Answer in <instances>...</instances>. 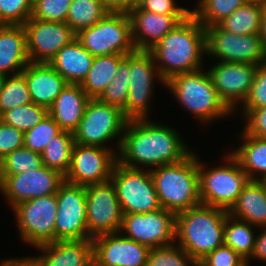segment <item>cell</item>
I'll list each match as a JSON object with an SVG mask.
<instances>
[{"mask_svg":"<svg viewBox=\"0 0 266 266\" xmlns=\"http://www.w3.org/2000/svg\"><path fill=\"white\" fill-rule=\"evenodd\" d=\"M245 261L238 252L223 244L198 261V266H241Z\"/></svg>","mask_w":266,"mask_h":266,"instance_id":"obj_44","label":"cell"},{"mask_svg":"<svg viewBox=\"0 0 266 266\" xmlns=\"http://www.w3.org/2000/svg\"><path fill=\"white\" fill-rule=\"evenodd\" d=\"M245 3L246 0H198L191 13L206 28L217 25Z\"/></svg>","mask_w":266,"mask_h":266,"instance_id":"obj_34","label":"cell"},{"mask_svg":"<svg viewBox=\"0 0 266 266\" xmlns=\"http://www.w3.org/2000/svg\"><path fill=\"white\" fill-rule=\"evenodd\" d=\"M108 12L99 0H72L65 23L77 34L96 24Z\"/></svg>","mask_w":266,"mask_h":266,"instance_id":"obj_33","label":"cell"},{"mask_svg":"<svg viewBox=\"0 0 266 266\" xmlns=\"http://www.w3.org/2000/svg\"><path fill=\"white\" fill-rule=\"evenodd\" d=\"M131 23L132 42L136 50L149 51L189 14H156L142 10L137 4L127 11Z\"/></svg>","mask_w":266,"mask_h":266,"instance_id":"obj_21","label":"cell"},{"mask_svg":"<svg viewBox=\"0 0 266 266\" xmlns=\"http://www.w3.org/2000/svg\"><path fill=\"white\" fill-rule=\"evenodd\" d=\"M23 27L30 62L49 63L63 46L76 38V33L62 22L28 19Z\"/></svg>","mask_w":266,"mask_h":266,"instance_id":"obj_17","label":"cell"},{"mask_svg":"<svg viewBox=\"0 0 266 266\" xmlns=\"http://www.w3.org/2000/svg\"><path fill=\"white\" fill-rule=\"evenodd\" d=\"M127 122L121 109L98 98H90L78 128L73 132L74 141L80 145L111 148L114 151L107 142L118 137L115 139L118 153Z\"/></svg>","mask_w":266,"mask_h":266,"instance_id":"obj_7","label":"cell"},{"mask_svg":"<svg viewBox=\"0 0 266 266\" xmlns=\"http://www.w3.org/2000/svg\"><path fill=\"white\" fill-rule=\"evenodd\" d=\"M248 260H246L241 266H250Z\"/></svg>","mask_w":266,"mask_h":266,"instance_id":"obj_55","label":"cell"},{"mask_svg":"<svg viewBox=\"0 0 266 266\" xmlns=\"http://www.w3.org/2000/svg\"><path fill=\"white\" fill-rule=\"evenodd\" d=\"M266 106V62L258 65L249 95L240 109L253 110Z\"/></svg>","mask_w":266,"mask_h":266,"instance_id":"obj_43","label":"cell"},{"mask_svg":"<svg viewBox=\"0 0 266 266\" xmlns=\"http://www.w3.org/2000/svg\"><path fill=\"white\" fill-rule=\"evenodd\" d=\"M47 114V108L32 102L3 112L0 120L25 133L40 123Z\"/></svg>","mask_w":266,"mask_h":266,"instance_id":"obj_37","label":"cell"},{"mask_svg":"<svg viewBox=\"0 0 266 266\" xmlns=\"http://www.w3.org/2000/svg\"><path fill=\"white\" fill-rule=\"evenodd\" d=\"M94 56L75 38L63 46L49 64L68 84H81L89 72Z\"/></svg>","mask_w":266,"mask_h":266,"instance_id":"obj_26","label":"cell"},{"mask_svg":"<svg viewBox=\"0 0 266 266\" xmlns=\"http://www.w3.org/2000/svg\"><path fill=\"white\" fill-rule=\"evenodd\" d=\"M262 231L256 235L254 249L252 255L247 259L248 262L252 259H258L266 262V227L259 228ZM252 258V259H251Z\"/></svg>","mask_w":266,"mask_h":266,"instance_id":"obj_48","label":"cell"},{"mask_svg":"<svg viewBox=\"0 0 266 266\" xmlns=\"http://www.w3.org/2000/svg\"><path fill=\"white\" fill-rule=\"evenodd\" d=\"M243 143L231 151L249 180L260 181L266 178V138H259L241 132Z\"/></svg>","mask_w":266,"mask_h":266,"instance_id":"obj_28","label":"cell"},{"mask_svg":"<svg viewBox=\"0 0 266 266\" xmlns=\"http://www.w3.org/2000/svg\"><path fill=\"white\" fill-rule=\"evenodd\" d=\"M247 2L266 4V0H246Z\"/></svg>","mask_w":266,"mask_h":266,"instance_id":"obj_53","label":"cell"},{"mask_svg":"<svg viewBox=\"0 0 266 266\" xmlns=\"http://www.w3.org/2000/svg\"><path fill=\"white\" fill-rule=\"evenodd\" d=\"M228 215L224 209L204 204L177 213L175 242L192 258L200 261L224 244V226Z\"/></svg>","mask_w":266,"mask_h":266,"instance_id":"obj_3","label":"cell"},{"mask_svg":"<svg viewBox=\"0 0 266 266\" xmlns=\"http://www.w3.org/2000/svg\"><path fill=\"white\" fill-rule=\"evenodd\" d=\"M120 231L94 237L93 259L97 266H146L150 248Z\"/></svg>","mask_w":266,"mask_h":266,"instance_id":"obj_20","label":"cell"},{"mask_svg":"<svg viewBox=\"0 0 266 266\" xmlns=\"http://www.w3.org/2000/svg\"><path fill=\"white\" fill-rule=\"evenodd\" d=\"M228 214L257 229L266 227V191L261 182L249 180Z\"/></svg>","mask_w":266,"mask_h":266,"instance_id":"obj_27","label":"cell"},{"mask_svg":"<svg viewBox=\"0 0 266 266\" xmlns=\"http://www.w3.org/2000/svg\"><path fill=\"white\" fill-rule=\"evenodd\" d=\"M198 156L201 204L229 211L236 203L249 178L229 153L222 165L207 168ZM227 161V162H226Z\"/></svg>","mask_w":266,"mask_h":266,"instance_id":"obj_6","label":"cell"},{"mask_svg":"<svg viewBox=\"0 0 266 266\" xmlns=\"http://www.w3.org/2000/svg\"><path fill=\"white\" fill-rule=\"evenodd\" d=\"M176 0H137V5L146 12L156 14H190L189 8L176 4Z\"/></svg>","mask_w":266,"mask_h":266,"instance_id":"obj_47","label":"cell"},{"mask_svg":"<svg viewBox=\"0 0 266 266\" xmlns=\"http://www.w3.org/2000/svg\"><path fill=\"white\" fill-rule=\"evenodd\" d=\"M245 118L243 129L247 134L259 138H266V106L253 110H242Z\"/></svg>","mask_w":266,"mask_h":266,"instance_id":"obj_46","label":"cell"},{"mask_svg":"<svg viewBox=\"0 0 266 266\" xmlns=\"http://www.w3.org/2000/svg\"><path fill=\"white\" fill-rule=\"evenodd\" d=\"M175 229L176 214L161 207L143 214H124L120 232L135 242L156 248L174 244Z\"/></svg>","mask_w":266,"mask_h":266,"instance_id":"obj_15","label":"cell"},{"mask_svg":"<svg viewBox=\"0 0 266 266\" xmlns=\"http://www.w3.org/2000/svg\"><path fill=\"white\" fill-rule=\"evenodd\" d=\"M33 0H0V24L24 25L31 17Z\"/></svg>","mask_w":266,"mask_h":266,"instance_id":"obj_42","label":"cell"},{"mask_svg":"<svg viewBox=\"0 0 266 266\" xmlns=\"http://www.w3.org/2000/svg\"><path fill=\"white\" fill-rule=\"evenodd\" d=\"M164 82L204 68L205 27L190 13L149 50Z\"/></svg>","mask_w":266,"mask_h":266,"instance_id":"obj_2","label":"cell"},{"mask_svg":"<svg viewBox=\"0 0 266 266\" xmlns=\"http://www.w3.org/2000/svg\"><path fill=\"white\" fill-rule=\"evenodd\" d=\"M22 73L32 102L47 109L68 84L49 63L29 62Z\"/></svg>","mask_w":266,"mask_h":266,"instance_id":"obj_22","label":"cell"},{"mask_svg":"<svg viewBox=\"0 0 266 266\" xmlns=\"http://www.w3.org/2000/svg\"><path fill=\"white\" fill-rule=\"evenodd\" d=\"M43 166L41 154L23 146L2 158V174L17 175Z\"/></svg>","mask_w":266,"mask_h":266,"instance_id":"obj_39","label":"cell"},{"mask_svg":"<svg viewBox=\"0 0 266 266\" xmlns=\"http://www.w3.org/2000/svg\"><path fill=\"white\" fill-rule=\"evenodd\" d=\"M182 140L175 128L152 122L151 118L128 120L117 162L135 169L148 167V170L180 162L192 153Z\"/></svg>","mask_w":266,"mask_h":266,"instance_id":"obj_1","label":"cell"},{"mask_svg":"<svg viewBox=\"0 0 266 266\" xmlns=\"http://www.w3.org/2000/svg\"><path fill=\"white\" fill-rule=\"evenodd\" d=\"M129 73L130 54H126L124 59L119 63L115 78L109 83L98 99L103 103L123 110L128 98Z\"/></svg>","mask_w":266,"mask_h":266,"instance_id":"obj_36","label":"cell"},{"mask_svg":"<svg viewBox=\"0 0 266 266\" xmlns=\"http://www.w3.org/2000/svg\"><path fill=\"white\" fill-rule=\"evenodd\" d=\"M74 143L73 133L68 131H62L52 138L41 153L43 165L65 177L70 168Z\"/></svg>","mask_w":266,"mask_h":266,"instance_id":"obj_31","label":"cell"},{"mask_svg":"<svg viewBox=\"0 0 266 266\" xmlns=\"http://www.w3.org/2000/svg\"><path fill=\"white\" fill-rule=\"evenodd\" d=\"M116 162L117 151L111 148L74 143L64 181L85 187L109 181Z\"/></svg>","mask_w":266,"mask_h":266,"instance_id":"obj_16","label":"cell"},{"mask_svg":"<svg viewBox=\"0 0 266 266\" xmlns=\"http://www.w3.org/2000/svg\"><path fill=\"white\" fill-rule=\"evenodd\" d=\"M260 36L263 41L264 50L266 52V4H263L262 25Z\"/></svg>","mask_w":266,"mask_h":266,"instance_id":"obj_51","label":"cell"},{"mask_svg":"<svg viewBox=\"0 0 266 266\" xmlns=\"http://www.w3.org/2000/svg\"><path fill=\"white\" fill-rule=\"evenodd\" d=\"M262 14L263 4L247 2L217 25L233 34H260Z\"/></svg>","mask_w":266,"mask_h":266,"instance_id":"obj_30","label":"cell"},{"mask_svg":"<svg viewBox=\"0 0 266 266\" xmlns=\"http://www.w3.org/2000/svg\"><path fill=\"white\" fill-rule=\"evenodd\" d=\"M62 131L53 118L47 114L40 123L24 133V146L41 154L47 143Z\"/></svg>","mask_w":266,"mask_h":266,"instance_id":"obj_40","label":"cell"},{"mask_svg":"<svg viewBox=\"0 0 266 266\" xmlns=\"http://www.w3.org/2000/svg\"><path fill=\"white\" fill-rule=\"evenodd\" d=\"M29 62L23 25L3 24L0 27V74L20 73Z\"/></svg>","mask_w":266,"mask_h":266,"instance_id":"obj_25","label":"cell"},{"mask_svg":"<svg viewBox=\"0 0 266 266\" xmlns=\"http://www.w3.org/2000/svg\"><path fill=\"white\" fill-rule=\"evenodd\" d=\"M146 266H198V261L174 243L150 248Z\"/></svg>","mask_w":266,"mask_h":266,"instance_id":"obj_38","label":"cell"},{"mask_svg":"<svg viewBox=\"0 0 266 266\" xmlns=\"http://www.w3.org/2000/svg\"><path fill=\"white\" fill-rule=\"evenodd\" d=\"M90 97L80 84H67L48 108V114L63 131L74 132L81 121Z\"/></svg>","mask_w":266,"mask_h":266,"instance_id":"obj_24","label":"cell"},{"mask_svg":"<svg viewBox=\"0 0 266 266\" xmlns=\"http://www.w3.org/2000/svg\"><path fill=\"white\" fill-rule=\"evenodd\" d=\"M3 174H2V159L0 158V190L2 187Z\"/></svg>","mask_w":266,"mask_h":266,"instance_id":"obj_52","label":"cell"},{"mask_svg":"<svg viewBox=\"0 0 266 266\" xmlns=\"http://www.w3.org/2000/svg\"><path fill=\"white\" fill-rule=\"evenodd\" d=\"M24 146V132L0 120V158Z\"/></svg>","mask_w":266,"mask_h":266,"instance_id":"obj_45","label":"cell"},{"mask_svg":"<svg viewBox=\"0 0 266 266\" xmlns=\"http://www.w3.org/2000/svg\"><path fill=\"white\" fill-rule=\"evenodd\" d=\"M207 72L213 86L226 106L234 112L243 104L254 82L258 65L239 62H219ZM236 108V109H235Z\"/></svg>","mask_w":266,"mask_h":266,"instance_id":"obj_19","label":"cell"},{"mask_svg":"<svg viewBox=\"0 0 266 266\" xmlns=\"http://www.w3.org/2000/svg\"><path fill=\"white\" fill-rule=\"evenodd\" d=\"M71 2L72 0H33L29 19L65 23Z\"/></svg>","mask_w":266,"mask_h":266,"instance_id":"obj_41","label":"cell"},{"mask_svg":"<svg viewBox=\"0 0 266 266\" xmlns=\"http://www.w3.org/2000/svg\"><path fill=\"white\" fill-rule=\"evenodd\" d=\"M124 214L148 213L161 208L150 170L116 162L109 179Z\"/></svg>","mask_w":266,"mask_h":266,"instance_id":"obj_9","label":"cell"},{"mask_svg":"<svg viewBox=\"0 0 266 266\" xmlns=\"http://www.w3.org/2000/svg\"><path fill=\"white\" fill-rule=\"evenodd\" d=\"M261 184L263 185L265 191H266V178H263L260 180Z\"/></svg>","mask_w":266,"mask_h":266,"instance_id":"obj_54","label":"cell"},{"mask_svg":"<svg viewBox=\"0 0 266 266\" xmlns=\"http://www.w3.org/2000/svg\"><path fill=\"white\" fill-rule=\"evenodd\" d=\"M43 254L38 255L44 266H91L93 240H58L35 247Z\"/></svg>","mask_w":266,"mask_h":266,"instance_id":"obj_23","label":"cell"},{"mask_svg":"<svg viewBox=\"0 0 266 266\" xmlns=\"http://www.w3.org/2000/svg\"><path fill=\"white\" fill-rule=\"evenodd\" d=\"M137 3V0H133V6Z\"/></svg>","mask_w":266,"mask_h":266,"instance_id":"obj_57","label":"cell"},{"mask_svg":"<svg viewBox=\"0 0 266 266\" xmlns=\"http://www.w3.org/2000/svg\"><path fill=\"white\" fill-rule=\"evenodd\" d=\"M3 77L4 76L2 74H0V87H1V83H2Z\"/></svg>","mask_w":266,"mask_h":266,"instance_id":"obj_56","label":"cell"},{"mask_svg":"<svg viewBox=\"0 0 266 266\" xmlns=\"http://www.w3.org/2000/svg\"><path fill=\"white\" fill-rule=\"evenodd\" d=\"M63 182V175L43 165L22 174L3 175L0 193L12 209L20 202L57 193Z\"/></svg>","mask_w":266,"mask_h":266,"instance_id":"obj_18","label":"cell"},{"mask_svg":"<svg viewBox=\"0 0 266 266\" xmlns=\"http://www.w3.org/2000/svg\"><path fill=\"white\" fill-rule=\"evenodd\" d=\"M204 68L177 74L165 82L182 108L190 111L202 124L225 118L233 112L226 106Z\"/></svg>","mask_w":266,"mask_h":266,"instance_id":"obj_5","label":"cell"},{"mask_svg":"<svg viewBox=\"0 0 266 266\" xmlns=\"http://www.w3.org/2000/svg\"><path fill=\"white\" fill-rule=\"evenodd\" d=\"M196 155L150 169L159 204L167 211L177 214L201 204Z\"/></svg>","mask_w":266,"mask_h":266,"instance_id":"obj_4","label":"cell"},{"mask_svg":"<svg viewBox=\"0 0 266 266\" xmlns=\"http://www.w3.org/2000/svg\"><path fill=\"white\" fill-rule=\"evenodd\" d=\"M206 55L219 62H239L260 65L266 62V52L260 34L239 35L218 25L205 28Z\"/></svg>","mask_w":266,"mask_h":266,"instance_id":"obj_11","label":"cell"},{"mask_svg":"<svg viewBox=\"0 0 266 266\" xmlns=\"http://www.w3.org/2000/svg\"><path fill=\"white\" fill-rule=\"evenodd\" d=\"M76 39L94 57L126 55L136 49L132 42L131 23L127 12L109 11L91 27L76 34Z\"/></svg>","mask_w":266,"mask_h":266,"instance_id":"obj_8","label":"cell"},{"mask_svg":"<svg viewBox=\"0 0 266 266\" xmlns=\"http://www.w3.org/2000/svg\"><path fill=\"white\" fill-rule=\"evenodd\" d=\"M111 12H127L133 7V0H99Z\"/></svg>","mask_w":266,"mask_h":266,"instance_id":"obj_50","label":"cell"},{"mask_svg":"<svg viewBox=\"0 0 266 266\" xmlns=\"http://www.w3.org/2000/svg\"><path fill=\"white\" fill-rule=\"evenodd\" d=\"M129 77L128 98L122 111L128 120L148 119L156 78L165 87V82L149 51L135 50L130 53Z\"/></svg>","mask_w":266,"mask_h":266,"instance_id":"obj_12","label":"cell"},{"mask_svg":"<svg viewBox=\"0 0 266 266\" xmlns=\"http://www.w3.org/2000/svg\"><path fill=\"white\" fill-rule=\"evenodd\" d=\"M125 55L96 56L87 76L80 84L90 98H99L109 83L115 78L119 63Z\"/></svg>","mask_w":266,"mask_h":266,"instance_id":"obj_29","label":"cell"},{"mask_svg":"<svg viewBox=\"0 0 266 266\" xmlns=\"http://www.w3.org/2000/svg\"><path fill=\"white\" fill-rule=\"evenodd\" d=\"M32 103L22 72L4 76L0 87V115L14 107Z\"/></svg>","mask_w":266,"mask_h":266,"instance_id":"obj_35","label":"cell"},{"mask_svg":"<svg viewBox=\"0 0 266 266\" xmlns=\"http://www.w3.org/2000/svg\"><path fill=\"white\" fill-rule=\"evenodd\" d=\"M255 226L228 215L224 226V244L238 252L246 260L252 255L256 235Z\"/></svg>","mask_w":266,"mask_h":266,"instance_id":"obj_32","label":"cell"},{"mask_svg":"<svg viewBox=\"0 0 266 266\" xmlns=\"http://www.w3.org/2000/svg\"><path fill=\"white\" fill-rule=\"evenodd\" d=\"M57 209L56 193L26 200L14 206L12 211L20 238L33 247L54 242Z\"/></svg>","mask_w":266,"mask_h":266,"instance_id":"obj_10","label":"cell"},{"mask_svg":"<svg viewBox=\"0 0 266 266\" xmlns=\"http://www.w3.org/2000/svg\"><path fill=\"white\" fill-rule=\"evenodd\" d=\"M85 191L88 239L119 232L124 213L111 181L88 185Z\"/></svg>","mask_w":266,"mask_h":266,"instance_id":"obj_13","label":"cell"},{"mask_svg":"<svg viewBox=\"0 0 266 266\" xmlns=\"http://www.w3.org/2000/svg\"><path fill=\"white\" fill-rule=\"evenodd\" d=\"M0 266H44L41 258L37 256L24 258H10L2 260Z\"/></svg>","mask_w":266,"mask_h":266,"instance_id":"obj_49","label":"cell"},{"mask_svg":"<svg viewBox=\"0 0 266 266\" xmlns=\"http://www.w3.org/2000/svg\"><path fill=\"white\" fill-rule=\"evenodd\" d=\"M54 242L88 239L85 186L64 181L58 188Z\"/></svg>","mask_w":266,"mask_h":266,"instance_id":"obj_14","label":"cell"}]
</instances>
